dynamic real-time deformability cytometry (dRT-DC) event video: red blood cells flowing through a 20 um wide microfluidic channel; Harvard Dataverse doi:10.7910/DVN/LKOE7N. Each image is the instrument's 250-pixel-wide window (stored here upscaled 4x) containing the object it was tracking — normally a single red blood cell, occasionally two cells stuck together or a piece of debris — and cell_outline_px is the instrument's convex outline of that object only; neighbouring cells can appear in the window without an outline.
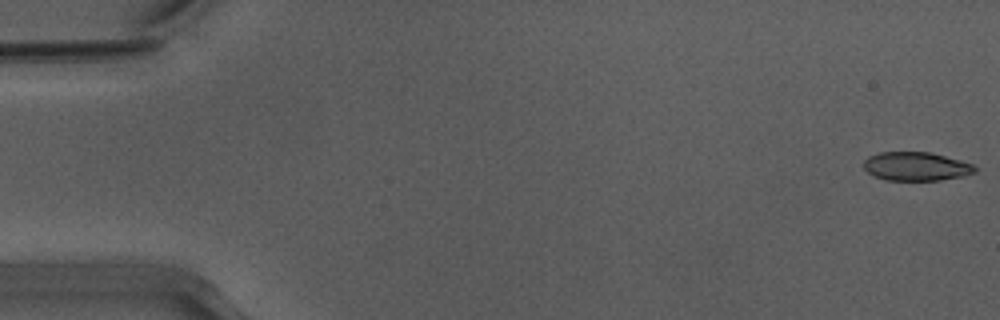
{"species": "Egyptian fruit bat (a non-hibernating species)", "species_latin": "Rousettus aegyptiacus", "temperature_condition": "warm", "stored_images_in_passage": 49, "camera_frame_rate_fps": 3000, "um_per_image_px": 0.085, "animal": {"sex": "male"}, "frame": {"image": 1, "passage_image": 1, "time_ms": 0.0, "image_size_px": [1000, 320], "cell_outline_px": [[976, 172], [960, 176], [940, 180], [884, 180], [868, 172], [864, 168], [864, 160], [868, 156], [880, 152], [932, 152], [960, 160], [972, 164], [976, 168]], "centroid_in_image_um": [77.85, 14.13], "position_along_channel_um": 7.1, "area_um2": 18.5}}
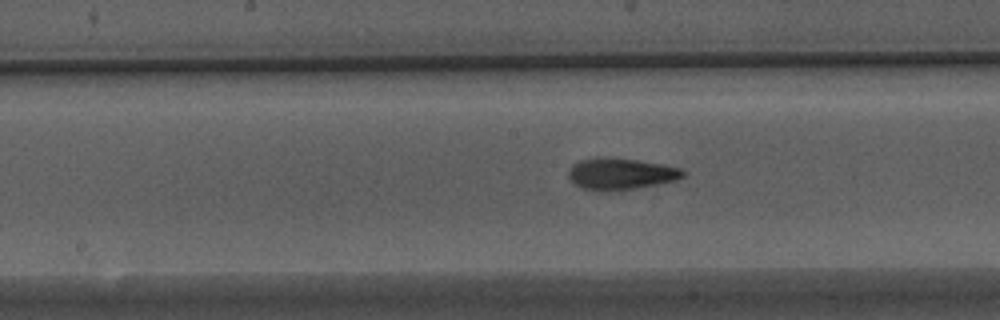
{"frame": {"image": 2, "passage_image": 27, "time_ms": 8.667, "image_size_px": [1000, 320], "cell_outline_px": [[688, 172], [684, 176], [676, 180], [636, 188], [580, 188], [568, 180], [568, 168], [572, 164], [580, 160], [600, 156], [604, 156], [636, 160], [660, 164], [680, 168]], "centroid_in_image_um": [52.74, 14.72], "position_along_channel_um": 195.5, "area_um2": 20.58}}
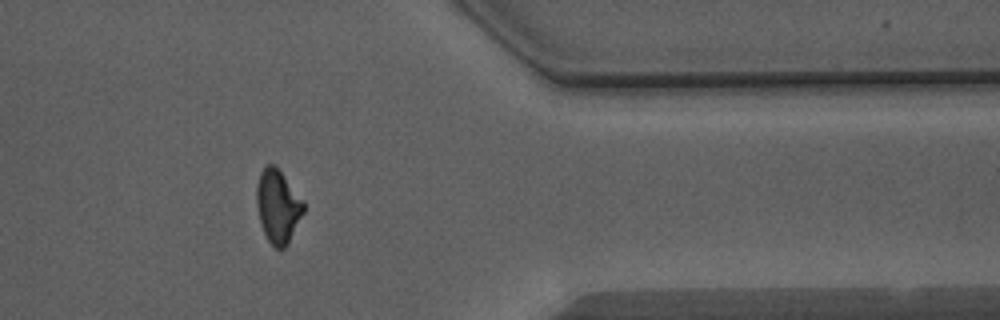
{"frame": {"image": 3, "passage_image": 43, "time_ms": 14.0, "image_size_px": [1000, 320], "cell_outline_px": [[304, 212], [284, 248], [276, 248], [268, 240], [260, 224], [256, 204], [256, 184], [260, 172], [268, 164], [272, 164], [280, 172], [304, 200]], "centroid_in_image_um": [23.59, 17.52], "position_along_channel_um": 387.8, "area_um2": 19.71}, "authors_computed_cell_mechanics": {"area_um2": 20.0566, "velocity_mm_per_s": 3.9546, "shape_relaxation_time_tau1_ms": 7.6579, "shape_relaxation_time_tau2_ms": 2.2361, "deformation_change_tau1": 0.2412, "deformation_change_tau2": 0.1031}}